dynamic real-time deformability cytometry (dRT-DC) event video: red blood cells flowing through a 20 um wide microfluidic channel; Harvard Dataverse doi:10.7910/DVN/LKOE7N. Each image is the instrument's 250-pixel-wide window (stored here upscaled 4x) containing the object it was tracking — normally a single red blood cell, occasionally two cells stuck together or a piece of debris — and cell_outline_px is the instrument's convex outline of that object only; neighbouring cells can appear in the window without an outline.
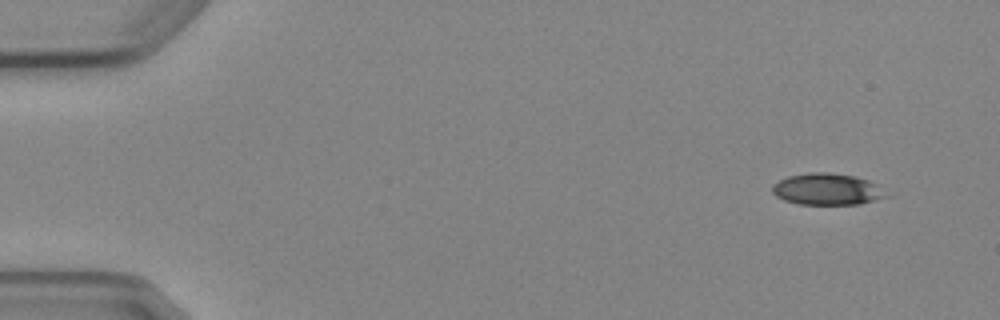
{"species": "Egyptian fruit bat (a non-hibernating species)", "species_latin": "Rousettus aegyptiacus", "temperature_condition": "cold", "stored_images_in_passage": 4, "camera_frame_rate_fps": 3000, "um_per_image_px": 0.085, "animal": {"sex": "female"}, "frame": {"image": 1, "passage_image": 1, "time_ms": 0.0, "image_size_px": [1000, 320], "cell_outline_px": [[892, 196], [860, 204], [800, 204], [784, 200], [776, 196], [772, 192], [772, 184], [788, 176], [808, 172], [828, 172], [856, 176], [880, 184]], "centroid_in_image_um": [70.38, 16.08], "position_along_channel_um": 14.6, "area_um2": 21.39}}